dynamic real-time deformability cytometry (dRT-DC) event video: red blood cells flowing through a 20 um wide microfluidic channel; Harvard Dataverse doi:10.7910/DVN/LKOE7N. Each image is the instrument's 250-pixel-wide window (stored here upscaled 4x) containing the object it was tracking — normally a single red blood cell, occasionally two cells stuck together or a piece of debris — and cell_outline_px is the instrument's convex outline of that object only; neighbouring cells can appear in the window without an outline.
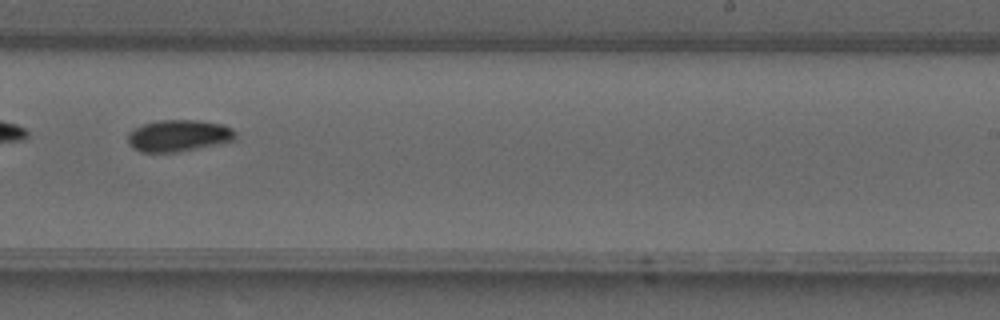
{"species": "common noctule bat (a hibernating species)", "species_latin": "Nyctalus noctula", "temperature_condition": "warm", "stored_images_in_passage": 28, "camera_frame_rate_fps": 3000, "um_per_image_px": 0.085, "animal": {"sex": "male", "forearm_length_mm": 52.5}, "frame": {"image": 1, "passage_image": 13, "time_ms": 4.0, "image_size_px": [1000, 320], "cell_outline_px": [[236, 140], [220, 144], [176, 152], [140, 152], [132, 148], [128, 144], [128, 132], [144, 124], [156, 120], [196, 120], [220, 124], [232, 128], [236, 132]], "centroid_in_image_um": [15.18, 11.54], "position_along_channel_um": 273.8, "area_um2": 20.0}}
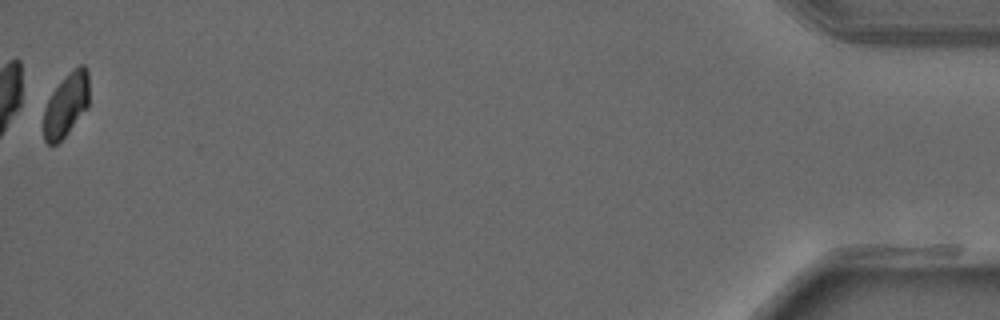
{"frame": {"image": 2, "passage_image": 28, "time_ms": 9.0, "image_size_px": [1000, 320], "cell_outline_px": [[88, 108], [68, 132], [56, 144], [48, 144], [44, 140], [44, 108], [52, 92], [80, 64], [84, 64], [88, 68]], "centroid_in_image_um": [5.64, 8.94], "position_along_channel_um": 429.6, "area_um2": 16.42}}